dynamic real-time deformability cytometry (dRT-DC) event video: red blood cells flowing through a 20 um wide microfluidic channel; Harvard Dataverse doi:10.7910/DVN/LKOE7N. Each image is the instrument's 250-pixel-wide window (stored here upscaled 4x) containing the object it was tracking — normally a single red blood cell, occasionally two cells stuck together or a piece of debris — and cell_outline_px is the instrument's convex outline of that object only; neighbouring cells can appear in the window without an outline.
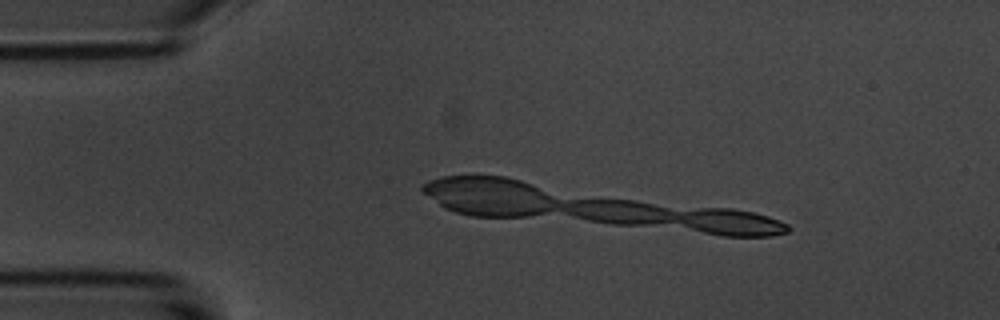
{"species": "common noctule bat (a hibernating species)", "species_latin": "Nyctalus noctula", "temperature_condition": "room temperature", "stored_images_in_passage": 32, "camera_frame_rate_fps": 3000, "um_per_image_px": 0.085, "animal": {"sex": "male", "body_mass_g": 20.1, "forearm_length_mm": 53.5}, "frame": {"image": 1, "passage_image": 3, "time_ms": 0.667, "image_size_px": [1000, 320], "cell_outline_px": [[788, 228], [784, 232], [760, 236], [736, 236], [712, 232], [700, 228], [704, 212], [748, 212], [764, 216], [784, 224]], "centroid_in_image_um": [62.97, 19.05], "position_along_channel_um": 22.0, "area_um2": 11.85}}
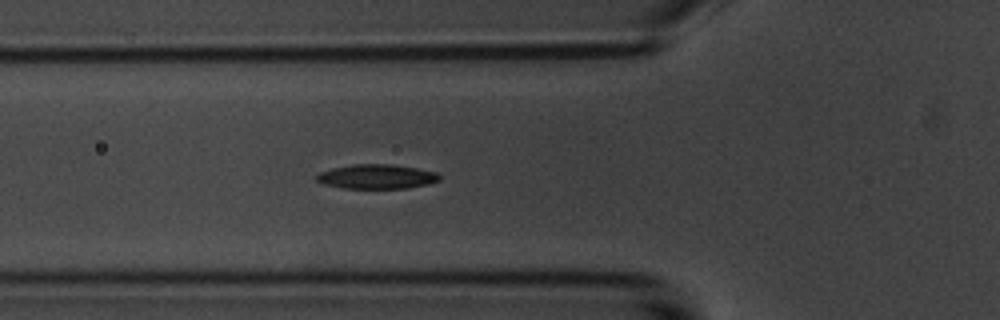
{"frame": {"image": 2, "passage_image": 15, "time_ms": 4.667, "image_size_px": [1000, 320], "cell_outline_px": [[436, 180], [416, 184], [392, 188], [360, 188], [340, 184], [324, 180], [320, 176], [344, 168], [404, 168], [424, 172], [436, 176]], "centroid_in_image_um": [32.13, 15.09], "position_along_channel_um": 93.7, "area_um2": 12.77}}
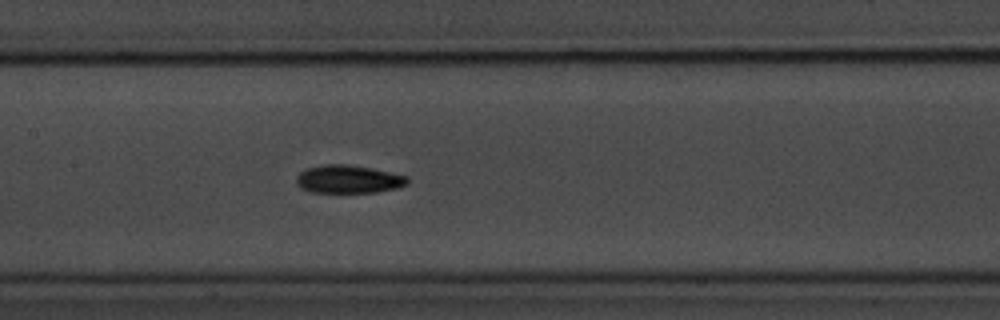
{"frame": {"image": 3, "passage_image": 22, "time_ms": 7.0, "image_size_px": [1000, 320], "cell_outline_px": [[404, 180], [400, 184], [384, 188], [352, 192], [332, 192], [312, 188], [304, 184], [300, 180], [308, 172], [320, 168], [356, 168], [400, 176]], "centroid_in_image_um": [29.66, 15.29], "position_along_channel_um": 177.7, "area_um2": 13.47}}